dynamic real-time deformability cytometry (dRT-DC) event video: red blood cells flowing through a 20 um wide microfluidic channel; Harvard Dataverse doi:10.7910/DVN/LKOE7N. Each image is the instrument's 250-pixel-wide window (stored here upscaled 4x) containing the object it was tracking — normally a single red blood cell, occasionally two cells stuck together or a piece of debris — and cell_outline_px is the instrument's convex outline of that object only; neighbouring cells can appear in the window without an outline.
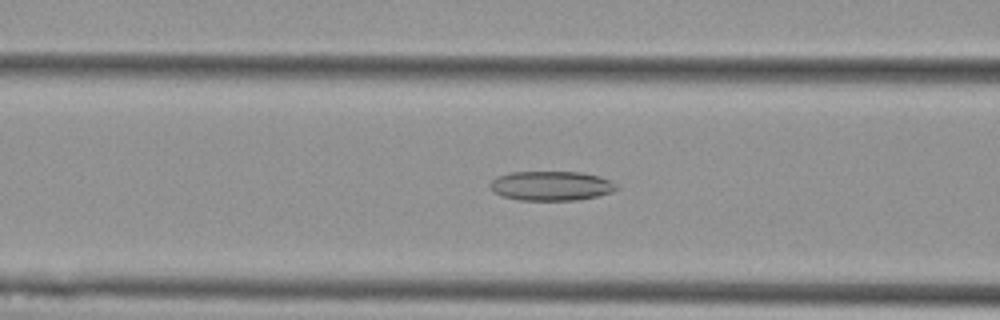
{"species": "Egyptian fruit bat (a non-hibernating species)", "species_latin": "Rousettus aegyptiacus", "temperature_condition": "cold", "stored_images_in_passage": 49, "camera_frame_rate_fps": 3000, "um_per_image_px": 0.085, "animal": {"sex": "female"}, "frame": {"image": 1, "passage_image": 17, "time_ms": 5.333, "image_size_px": [1000, 320], "cell_outline_px": [[620, 188], [612, 192], [596, 196], [576, 200], [520, 200], [504, 196], [492, 192], [492, 180], [496, 176], [512, 172], [580, 172], [600, 176], [612, 180]], "centroid_in_image_um": [46.9, 15.79], "position_along_channel_um": 119.7, "area_um2": 21.68}}
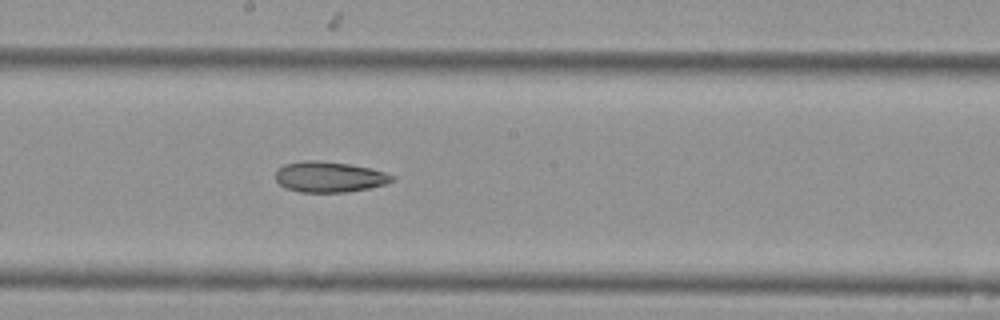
{"frame": {"image": 2, "passage_image": 25, "time_ms": 8.0, "image_size_px": [1000, 320], "cell_outline_px": [[396, 180], [384, 184], [368, 188], [348, 192], [300, 192], [288, 188], [280, 184], [276, 180], [276, 168], [284, 164], [304, 160], [316, 160], [348, 164], [372, 168], [396, 176]], "centroid_in_image_um": [28.0, 15.03], "position_along_channel_um": 220.2, "area_um2": 20.87}}
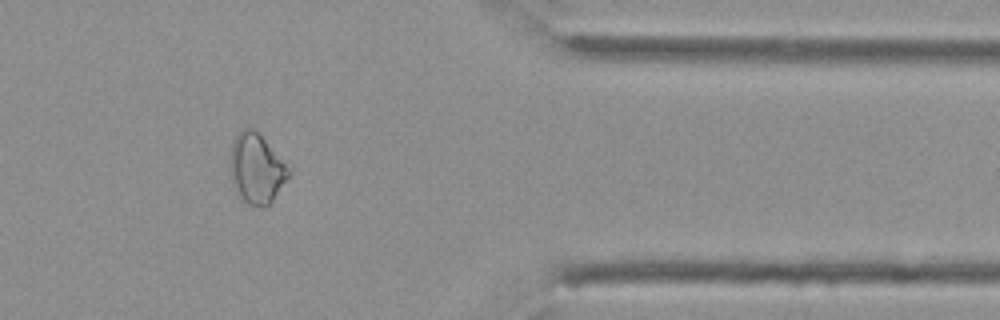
{"frame": {"image": 3, "passage_image": 40, "time_ms": 13.0, "image_size_px": [1000, 320], "cell_outline_px": [[292, 172], [272, 200], [264, 208], [248, 204], [240, 200], [232, 184], [228, 168], [228, 160], [232, 140], [244, 128], [252, 128], [292, 168]], "centroid_in_image_um": [21.76, 14.36], "position_along_channel_um": 389.6, "area_um2": 24.22}}